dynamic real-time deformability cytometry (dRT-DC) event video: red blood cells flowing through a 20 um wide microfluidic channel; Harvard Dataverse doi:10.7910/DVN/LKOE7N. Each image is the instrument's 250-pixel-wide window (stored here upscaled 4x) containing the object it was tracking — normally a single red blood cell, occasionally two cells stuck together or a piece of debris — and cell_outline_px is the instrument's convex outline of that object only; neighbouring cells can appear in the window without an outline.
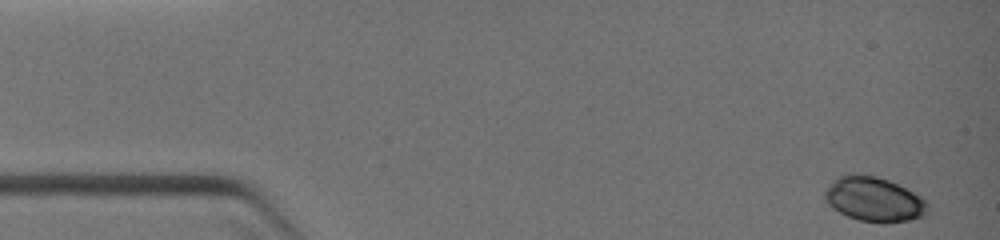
{"species": "common noctule bat (a hibernating species)", "species_latin": "Nyctalus noctula", "temperature_condition": "warm", "stored_images_in_passage": 33, "camera_frame_rate_fps": 3000, "um_per_image_px": 0.085, "animal": {"sex": "female", "body_mass_g": 19.0, "forearm_length_mm": 51.5}, "frame": {"image": 1, "passage_image": 1, "time_ms": 0.0, "image_size_px": [1000, 240], "cell_outline_px": [[928, 212], [924, 216], [908, 220], [888, 224], [880, 224], [860, 220], [848, 216], [832, 208], [824, 200], [824, 192], [828, 184], [840, 176], [848, 172], [852, 172], [876, 176], [888, 180], [920, 196], [928, 204]], "centroid_in_image_um": [74.26, 16.94], "position_along_channel_um": 10.7, "area_um2": 26.99}}
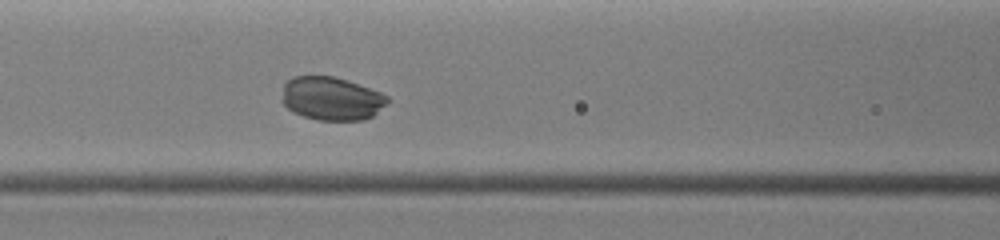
{"frame": {"image": 2, "passage_image": 14, "time_ms": 4.667, "image_size_px": [1000, 240], "cell_outline_px": [[388, 104], [372, 116], [364, 120], [320, 120], [304, 116], [292, 112], [284, 104], [284, 84], [292, 76], [332, 76], [380, 92], [388, 96]], "centroid_in_image_um": [28.19, 8.39], "position_along_channel_um": 138.4, "area_um2": 26.3}}
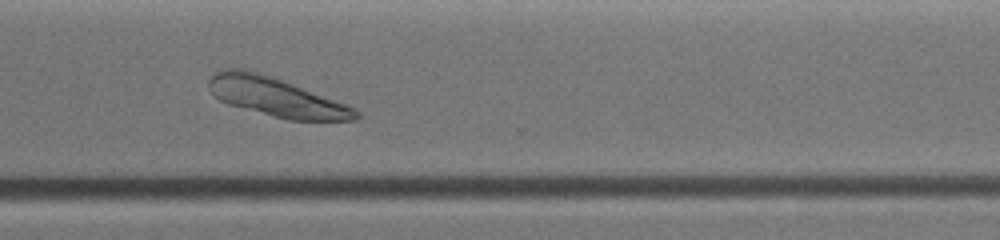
{"frame": {"image": 3, "passage_image": 25, "time_ms": 8.667, "image_size_px": [1000, 240], "cell_outline_px": [[360, 116], [356, 120], [288, 120], [272, 116], [228, 104], [220, 100], [208, 88], [208, 80], [220, 68], [248, 68], [284, 80], [348, 104], [356, 108], [360, 112]], "centroid_in_image_um": [23.49, 8.22], "position_along_channel_um": 347.1, "area_um2": 33.76}}